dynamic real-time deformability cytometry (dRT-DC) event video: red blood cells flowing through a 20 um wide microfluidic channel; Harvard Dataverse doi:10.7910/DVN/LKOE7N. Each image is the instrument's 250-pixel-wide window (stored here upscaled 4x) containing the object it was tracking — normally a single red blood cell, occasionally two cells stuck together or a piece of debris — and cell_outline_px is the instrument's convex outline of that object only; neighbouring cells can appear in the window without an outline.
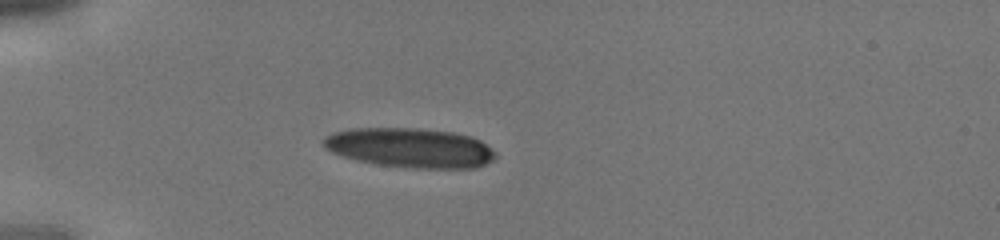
{"species": "human", "species_latin": "Homo sapiens", "temperature_condition": "cold", "stored_images_in_passage": 12, "camera_frame_rate_fps": 3000, "um_per_image_px": 0.085, "donor": {"sex": "male"}, "frame": {"image": 1, "passage_image": 9, "time_ms": 2.667, "image_size_px": [1000, 240], "cell_outline_px": [[496, 156], [492, 160], [476, 168], [412, 168], [376, 164], [356, 160], [332, 152], [324, 148], [320, 144], [320, 140], [324, 136], [332, 132], [348, 128], [416, 128], [452, 132], [472, 136], [480, 140], [496, 152]], "centroid_in_image_um": [34.8, 12.55], "position_along_channel_um": 50.2, "area_um2": 40.06}}
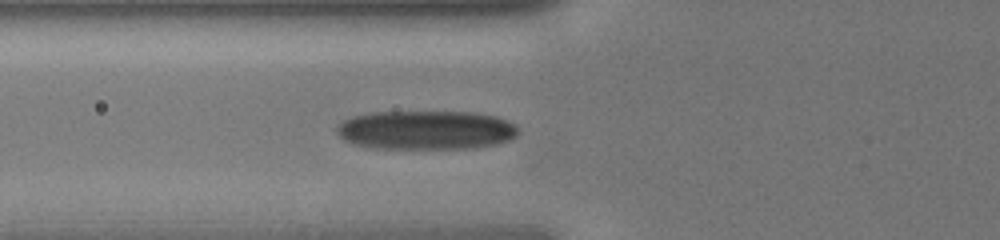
{"frame": {"image": 2, "passage_image": 12, "time_ms": 3.667, "image_size_px": [1000, 240], "cell_outline_px": [[520, 128], [516, 136], [500, 144], [472, 148], [376, 148], [356, 144], [344, 140], [336, 132], [336, 124], [352, 116], [372, 112], [476, 112], [496, 116], [508, 120], [516, 124]], "centroid_in_image_um": [36.25, 11.04], "position_along_channel_um": 89.6, "area_um2": 41.56}}